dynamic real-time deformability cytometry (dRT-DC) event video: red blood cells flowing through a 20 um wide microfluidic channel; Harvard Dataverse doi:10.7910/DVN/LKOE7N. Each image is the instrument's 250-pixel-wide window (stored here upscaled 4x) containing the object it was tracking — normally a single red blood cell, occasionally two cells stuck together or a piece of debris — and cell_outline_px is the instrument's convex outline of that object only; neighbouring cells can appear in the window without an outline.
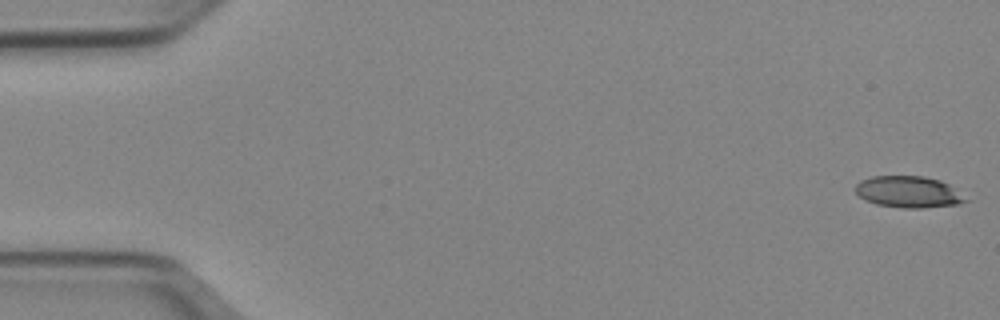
{"species": "Egyptian fruit bat (a non-hibernating species)", "species_latin": "Rousettus aegyptiacus", "temperature_condition": "cold", "stored_images_in_passage": 13, "camera_frame_rate_fps": 3000, "um_per_image_px": 0.085, "animal": {"sex": "female"}, "frame": {"image": 1, "passage_image": 1, "time_ms": 0.0, "image_size_px": [1000, 320], "cell_outline_px": [[972, 200], [956, 204], [920, 208], [904, 208], [876, 204], [864, 200], [856, 192], [856, 184], [860, 180], [872, 176], [924, 176], [940, 180], [948, 184]], "centroid_in_image_um": [77.24, 16.31], "position_along_channel_um": 7.8, "area_um2": 20.29}}
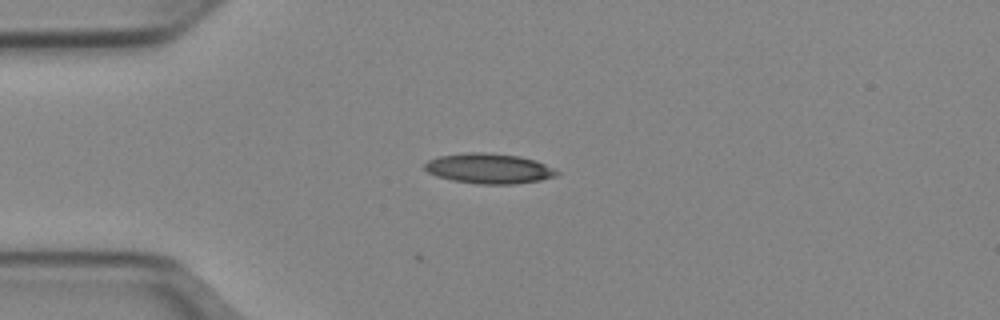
{"frame": {"image": 2, "passage_image": 13, "time_ms": 4.0, "image_size_px": [1000, 320], "cell_outline_px": [[560, 172], [556, 176], [540, 180], [512, 184], [476, 184], [452, 180], [436, 176], [428, 172], [424, 168], [424, 164], [428, 160], [440, 156], [464, 152], [488, 152], [520, 156], [536, 160]], "centroid_in_image_um": [41.54, 14.31], "position_along_channel_um": 43.5, "area_um2": 23.29}}